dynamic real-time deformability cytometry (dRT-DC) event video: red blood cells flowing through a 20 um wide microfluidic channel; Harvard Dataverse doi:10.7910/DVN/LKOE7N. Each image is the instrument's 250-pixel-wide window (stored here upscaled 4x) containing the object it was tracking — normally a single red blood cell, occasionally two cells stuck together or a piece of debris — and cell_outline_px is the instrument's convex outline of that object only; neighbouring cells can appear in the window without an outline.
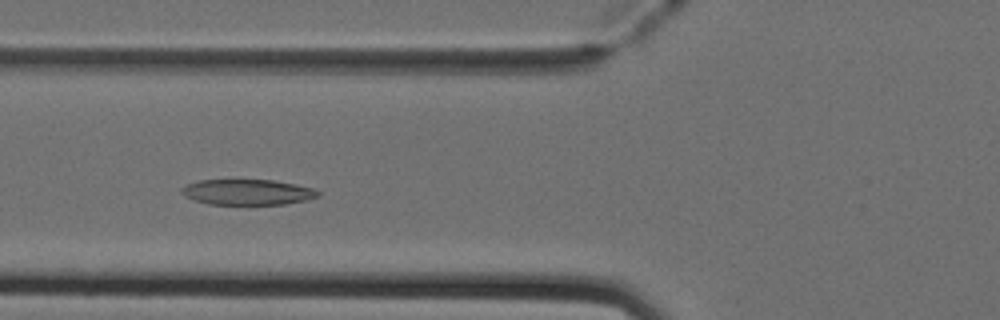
{"species": "Egyptian fruit bat (a non-hibernating species)", "species_latin": "Rousettus aegyptiacus", "temperature_condition": "cold", "stored_images_in_passage": 30, "camera_frame_rate_fps": 3000, "um_per_image_px": 0.085, "animal": {"sex": "female"}, "frame": {"image": 1, "passage_image": 3, "time_ms": 0.667, "image_size_px": [1000, 320], "cell_outline_px": [[320, 196], [308, 200], [284, 204], [208, 204], [184, 196], [180, 192], [180, 188], [196, 180], [272, 180], [296, 184], [312, 188], [320, 192]], "centroid_in_image_um": [21.04, 16.33], "position_along_channel_um": 104.8, "area_um2": 20.35}}
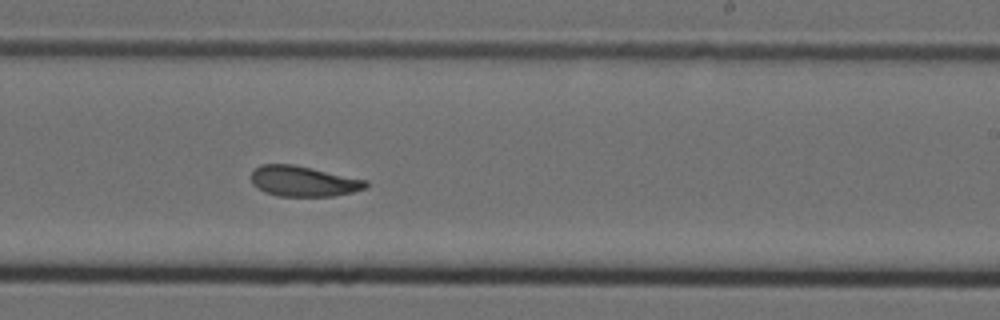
{"frame": {"image": 2, "passage_image": 15, "time_ms": 4.667, "image_size_px": [1000, 320], "cell_outline_px": [[368, 188], [336, 196], [276, 196], [264, 192], [256, 188], [252, 184], [252, 172], [260, 164], [292, 164], [312, 168], [368, 180]], "centroid_in_image_um": [25.8, 15.41], "position_along_channel_um": 263.2, "area_um2": 20.52}}
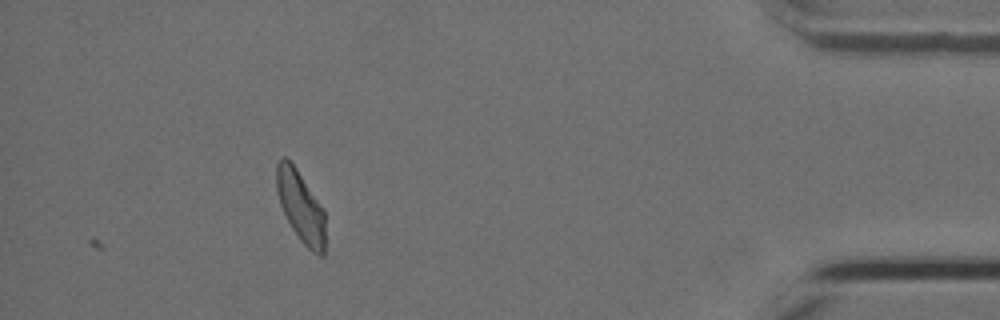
{"frame": {"image": 3, "passage_image": 30, "time_ms": 9.667, "image_size_px": [1000, 320], "cell_outline_px": [[324, 256], [320, 256], [312, 252], [300, 240], [292, 228], [280, 204], [276, 192], [276, 164], [280, 156], [284, 156], [296, 168], [324, 208]], "centroid_in_image_um": [25.54, 17.53], "position_along_channel_um": 409.7, "area_um2": 20.17}}